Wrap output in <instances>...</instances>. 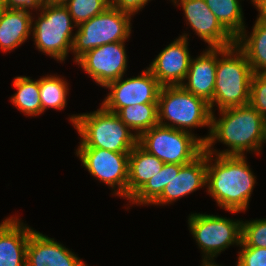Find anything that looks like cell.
I'll return each instance as SVG.
<instances>
[{
	"label": "cell",
	"instance_id": "obj_12",
	"mask_svg": "<svg viewBox=\"0 0 266 266\" xmlns=\"http://www.w3.org/2000/svg\"><path fill=\"white\" fill-rule=\"evenodd\" d=\"M125 42H112L87 51L75 63L79 65L93 81L105 88L109 83L124 76L128 57Z\"/></svg>",
	"mask_w": 266,
	"mask_h": 266
},
{
	"label": "cell",
	"instance_id": "obj_21",
	"mask_svg": "<svg viewBox=\"0 0 266 266\" xmlns=\"http://www.w3.org/2000/svg\"><path fill=\"white\" fill-rule=\"evenodd\" d=\"M248 34L244 28L235 45L246 55L254 74H266V22L257 18Z\"/></svg>",
	"mask_w": 266,
	"mask_h": 266
},
{
	"label": "cell",
	"instance_id": "obj_17",
	"mask_svg": "<svg viewBox=\"0 0 266 266\" xmlns=\"http://www.w3.org/2000/svg\"><path fill=\"white\" fill-rule=\"evenodd\" d=\"M32 231L16 215L0 223V266H26V248Z\"/></svg>",
	"mask_w": 266,
	"mask_h": 266
},
{
	"label": "cell",
	"instance_id": "obj_32",
	"mask_svg": "<svg viewBox=\"0 0 266 266\" xmlns=\"http://www.w3.org/2000/svg\"><path fill=\"white\" fill-rule=\"evenodd\" d=\"M47 0H2L3 7L8 9L35 10L37 12Z\"/></svg>",
	"mask_w": 266,
	"mask_h": 266
},
{
	"label": "cell",
	"instance_id": "obj_28",
	"mask_svg": "<svg viewBox=\"0 0 266 266\" xmlns=\"http://www.w3.org/2000/svg\"><path fill=\"white\" fill-rule=\"evenodd\" d=\"M242 243L246 247L266 248V218L242 221Z\"/></svg>",
	"mask_w": 266,
	"mask_h": 266
},
{
	"label": "cell",
	"instance_id": "obj_31",
	"mask_svg": "<svg viewBox=\"0 0 266 266\" xmlns=\"http://www.w3.org/2000/svg\"><path fill=\"white\" fill-rule=\"evenodd\" d=\"M111 7H115L122 12L128 13L132 16L142 11L148 1L151 0H108Z\"/></svg>",
	"mask_w": 266,
	"mask_h": 266
},
{
	"label": "cell",
	"instance_id": "obj_1",
	"mask_svg": "<svg viewBox=\"0 0 266 266\" xmlns=\"http://www.w3.org/2000/svg\"><path fill=\"white\" fill-rule=\"evenodd\" d=\"M211 114L210 133L204 137V150L213 155L245 156L248 152L260 155L266 143V120L250 104L219 110ZM221 142L225 150L213 148Z\"/></svg>",
	"mask_w": 266,
	"mask_h": 266
},
{
	"label": "cell",
	"instance_id": "obj_25",
	"mask_svg": "<svg viewBox=\"0 0 266 266\" xmlns=\"http://www.w3.org/2000/svg\"><path fill=\"white\" fill-rule=\"evenodd\" d=\"M42 113L47 108L64 110L67 105L69 94L68 82L62 76L47 75L38 79Z\"/></svg>",
	"mask_w": 266,
	"mask_h": 266
},
{
	"label": "cell",
	"instance_id": "obj_34",
	"mask_svg": "<svg viewBox=\"0 0 266 266\" xmlns=\"http://www.w3.org/2000/svg\"><path fill=\"white\" fill-rule=\"evenodd\" d=\"M69 0H47V3L53 5H65Z\"/></svg>",
	"mask_w": 266,
	"mask_h": 266
},
{
	"label": "cell",
	"instance_id": "obj_16",
	"mask_svg": "<svg viewBox=\"0 0 266 266\" xmlns=\"http://www.w3.org/2000/svg\"><path fill=\"white\" fill-rule=\"evenodd\" d=\"M26 266H88L78 255L36 230L30 234L26 248Z\"/></svg>",
	"mask_w": 266,
	"mask_h": 266
},
{
	"label": "cell",
	"instance_id": "obj_4",
	"mask_svg": "<svg viewBox=\"0 0 266 266\" xmlns=\"http://www.w3.org/2000/svg\"><path fill=\"white\" fill-rule=\"evenodd\" d=\"M253 71L246 55L236 46L217 48L216 82L211 112L248 105Z\"/></svg>",
	"mask_w": 266,
	"mask_h": 266
},
{
	"label": "cell",
	"instance_id": "obj_14",
	"mask_svg": "<svg viewBox=\"0 0 266 266\" xmlns=\"http://www.w3.org/2000/svg\"><path fill=\"white\" fill-rule=\"evenodd\" d=\"M188 35L184 32L163 48L147 67L161 86H176L184 82L192 58Z\"/></svg>",
	"mask_w": 266,
	"mask_h": 266
},
{
	"label": "cell",
	"instance_id": "obj_29",
	"mask_svg": "<svg viewBox=\"0 0 266 266\" xmlns=\"http://www.w3.org/2000/svg\"><path fill=\"white\" fill-rule=\"evenodd\" d=\"M249 104L266 120V74H253Z\"/></svg>",
	"mask_w": 266,
	"mask_h": 266
},
{
	"label": "cell",
	"instance_id": "obj_33",
	"mask_svg": "<svg viewBox=\"0 0 266 266\" xmlns=\"http://www.w3.org/2000/svg\"><path fill=\"white\" fill-rule=\"evenodd\" d=\"M251 2L258 11L257 18L266 22V0H252Z\"/></svg>",
	"mask_w": 266,
	"mask_h": 266
},
{
	"label": "cell",
	"instance_id": "obj_35",
	"mask_svg": "<svg viewBox=\"0 0 266 266\" xmlns=\"http://www.w3.org/2000/svg\"><path fill=\"white\" fill-rule=\"evenodd\" d=\"M200 266H221V265H219V264H202L201 263V265Z\"/></svg>",
	"mask_w": 266,
	"mask_h": 266
},
{
	"label": "cell",
	"instance_id": "obj_30",
	"mask_svg": "<svg viewBox=\"0 0 266 266\" xmlns=\"http://www.w3.org/2000/svg\"><path fill=\"white\" fill-rule=\"evenodd\" d=\"M236 266H266V248L239 246Z\"/></svg>",
	"mask_w": 266,
	"mask_h": 266
},
{
	"label": "cell",
	"instance_id": "obj_7",
	"mask_svg": "<svg viewBox=\"0 0 266 266\" xmlns=\"http://www.w3.org/2000/svg\"><path fill=\"white\" fill-rule=\"evenodd\" d=\"M242 221L213 214H189L188 228L201 249L202 264H215L222 251L241 245Z\"/></svg>",
	"mask_w": 266,
	"mask_h": 266
},
{
	"label": "cell",
	"instance_id": "obj_36",
	"mask_svg": "<svg viewBox=\"0 0 266 266\" xmlns=\"http://www.w3.org/2000/svg\"><path fill=\"white\" fill-rule=\"evenodd\" d=\"M2 8H3V4H2V0H0V12H1Z\"/></svg>",
	"mask_w": 266,
	"mask_h": 266
},
{
	"label": "cell",
	"instance_id": "obj_9",
	"mask_svg": "<svg viewBox=\"0 0 266 266\" xmlns=\"http://www.w3.org/2000/svg\"><path fill=\"white\" fill-rule=\"evenodd\" d=\"M131 17L133 16L109 6L104 12L78 25L71 49L73 62L93 48L127 41L132 29Z\"/></svg>",
	"mask_w": 266,
	"mask_h": 266
},
{
	"label": "cell",
	"instance_id": "obj_22",
	"mask_svg": "<svg viewBox=\"0 0 266 266\" xmlns=\"http://www.w3.org/2000/svg\"><path fill=\"white\" fill-rule=\"evenodd\" d=\"M13 87L17 89V92L10 98L11 103L16 106L17 110L28 117H36L42 114L38 79L16 76L13 79Z\"/></svg>",
	"mask_w": 266,
	"mask_h": 266
},
{
	"label": "cell",
	"instance_id": "obj_20",
	"mask_svg": "<svg viewBox=\"0 0 266 266\" xmlns=\"http://www.w3.org/2000/svg\"><path fill=\"white\" fill-rule=\"evenodd\" d=\"M163 166L164 162L137 144L129 154L128 200L159 173Z\"/></svg>",
	"mask_w": 266,
	"mask_h": 266
},
{
	"label": "cell",
	"instance_id": "obj_27",
	"mask_svg": "<svg viewBox=\"0 0 266 266\" xmlns=\"http://www.w3.org/2000/svg\"><path fill=\"white\" fill-rule=\"evenodd\" d=\"M64 6L78 26L104 12L110 5L108 0H69Z\"/></svg>",
	"mask_w": 266,
	"mask_h": 266
},
{
	"label": "cell",
	"instance_id": "obj_6",
	"mask_svg": "<svg viewBox=\"0 0 266 266\" xmlns=\"http://www.w3.org/2000/svg\"><path fill=\"white\" fill-rule=\"evenodd\" d=\"M32 17V38L35 48L62 63L72 49L73 28H77L64 5L44 4Z\"/></svg>",
	"mask_w": 266,
	"mask_h": 266
},
{
	"label": "cell",
	"instance_id": "obj_15",
	"mask_svg": "<svg viewBox=\"0 0 266 266\" xmlns=\"http://www.w3.org/2000/svg\"><path fill=\"white\" fill-rule=\"evenodd\" d=\"M207 152L204 150L190 163L172 164V179L162 194L151 205H168L206 187Z\"/></svg>",
	"mask_w": 266,
	"mask_h": 266
},
{
	"label": "cell",
	"instance_id": "obj_8",
	"mask_svg": "<svg viewBox=\"0 0 266 266\" xmlns=\"http://www.w3.org/2000/svg\"><path fill=\"white\" fill-rule=\"evenodd\" d=\"M157 124L138 137V144L164 163L184 165L204 151V137Z\"/></svg>",
	"mask_w": 266,
	"mask_h": 266
},
{
	"label": "cell",
	"instance_id": "obj_5",
	"mask_svg": "<svg viewBox=\"0 0 266 266\" xmlns=\"http://www.w3.org/2000/svg\"><path fill=\"white\" fill-rule=\"evenodd\" d=\"M157 110L160 125L190 133H193L194 128L206 126L210 133L212 112L209 103L186 91L181 85L161 86Z\"/></svg>",
	"mask_w": 266,
	"mask_h": 266
},
{
	"label": "cell",
	"instance_id": "obj_3",
	"mask_svg": "<svg viewBox=\"0 0 266 266\" xmlns=\"http://www.w3.org/2000/svg\"><path fill=\"white\" fill-rule=\"evenodd\" d=\"M100 106L96 111L74 114L69 117V121L80 136L78 148H99L112 152L130 153L138 144V137L116 113Z\"/></svg>",
	"mask_w": 266,
	"mask_h": 266
},
{
	"label": "cell",
	"instance_id": "obj_11",
	"mask_svg": "<svg viewBox=\"0 0 266 266\" xmlns=\"http://www.w3.org/2000/svg\"><path fill=\"white\" fill-rule=\"evenodd\" d=\"M124 76L109 83L105 88L110 90L102 101V106L112 113L121 108L136 104H157L161 85L147 68L136 77L124 80Z\"/></svg>",
	"mask_w": 266,
	"mask_h": 266
},
{
	"label": "cell",
	"instance_id": "obj_26",
	"mask_svg": "<svg viewBox=\"0 0 266 266\" xmlns=\"http://www.w3.org/2000/svg\"><path fill=\"white\" fill-rule=\"evenodd\" d=\"M172 179V164L164 163L161 171L148 182L128 201L130 205H151L163 192Z\"/></svg>",
	"mask_w": 266,
	"mask_h": 266
},
{
	"label": "cell",
	"instance_id": "obj_23",
	"mask_svg": "<svg viewBox=\"0 0 266 266\" xmlns=\"http://www.w3.org/2000/svg\"><path fill=\"white\" fill-rule=\"evenodd\" d=\"M241 0H205L221 25L236 39L246 27Z\"/></svg>",
	"mask_w": 266,
	"mask_h": 266
},
{
	"label": "cell",
	"instance_id": "obj_13",
	"mask_svg": "<svg viewBox=\"0 0 266 266\" xmlns=\"http://www.w3.org/2000/svg\"><path fill=\"white\" fill-rule=\"evenodd\" d=\"M175 6L182 7L186 24L195 35L208 44L209 48H229L236 39L221 25L211 12L205 0H170Z\"/></svg>",
	"mask_w": 266,
	"mask_h": 266
},
{
	"label": "cell",
	"instance_id": "obj_2",
	"mask_svg": "<svg viewBox=\"0 0 266 266\" xmlns=\"http://www.w3.org/2000/svg\"><path fill=\"white\" fill-rule=\"evenodd\" d=\"M246 159V155L207 153L206 192L217 206L232 214L248 209L255 188L257 178Z\"/></svg>",
	"mask_w": 266,
	"mask_h": 266
},
{
	"label": "cell",
	"instance_id": "obj_24",
	"mask_svg": "<svg viewBox=\"0 0 266 266\" xmlns=\"http://www.w3.org/2000/svg\"><path fill=\"white\" fill-rule=\"evenodd\" d=\"M137 137L158 124L157 104H136L121 108L116 113Z\"/></svg>",
	"mask_w": 266,
	"mask_h": 266
},
{
	"label": "cell",
	"instance_id": "obj_19",
	"mask_svg": "<svg viewBox=\"0 0 266 266\" xmlns=\"http://www.w3.org/2000/svg\"><path fill=\"white\" fill-rule=\"evenodd\" d=\"M33 11L8 9L0 12V49L7 53L26 42L32 34Z\"/></svg>",
	"mask_w": 266,
	"mask_h": 266
},
{
	"label": "cell",
	"instance_id": "obj_10",
	"mask_svg": "<svg viewBox=\"0 0 266 266\" xmlns=\"http://www.w3.org/2000/svg\"><path fill=\"white\" fill-rule=\"evenodd\" d=\"M75 153L90 175L112 189V195L128 199L130 153L99 148H77Z\"/></svg>",
	"mask_w": 266,
	"mask_h": 266
},
{
	"label": "cell",
	"instance_id": "obj_18",
	"mask_svg": "<svg viewBox=\"0 0 266 266\" xmlns=\"http://www.w3.org/2000/svg\"><path fill=\"white\" fill-rule=\"evenodd\" d=\"M216 68L217 48H207L195 59L191 58L187 75L181 86L210 103L214 96Z\"/></svg>",
	"mask_w": 266,
	"mask_h": 266
}]
</instances>
